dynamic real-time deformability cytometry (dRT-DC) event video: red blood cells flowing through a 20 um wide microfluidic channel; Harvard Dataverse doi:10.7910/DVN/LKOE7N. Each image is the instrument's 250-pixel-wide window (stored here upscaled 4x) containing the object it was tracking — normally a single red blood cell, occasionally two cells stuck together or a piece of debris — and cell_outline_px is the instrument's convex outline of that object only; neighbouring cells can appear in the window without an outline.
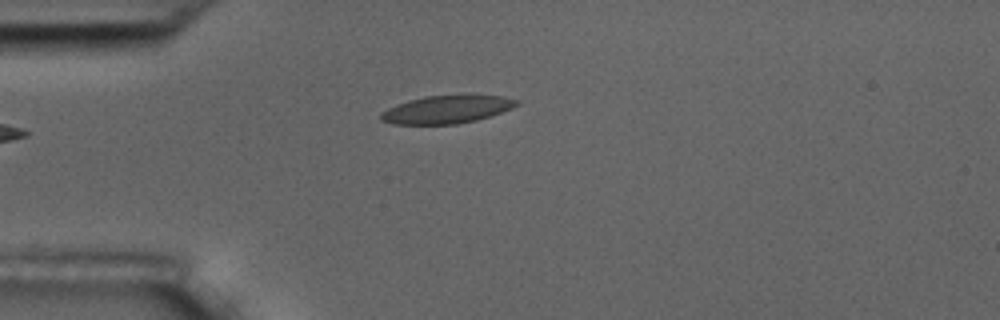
{"species": "common noctule bat (a hibernating species)", "species_latin": "Nyctalus noctula", "temperature_condition": "room temperature", "stored_images_in_passage": 2, "camera_frame_rate_fps": 3000, "um_per_image_px": 0.085, "animal": {"sex": "male", "body_mass_g": 17.5, "forearm_length_mm": 52.3}, "frame": {"image": 1, "passage_image": 1, "time_ms": 0.0, "image_size_px": [1000, 320], "cell_outline_px": [[520, 104], [512, 108], [476, 120], [456, 124], [392, 124], [380, 120], [380, 112], [396, 104], [408, 100], [424, 96], [460, 92], [504, 96], [520, 100]], "centroid_in_image_um": [38.01, 9.25], "position_along_channel_um": 47.0, "area_um2": 23.0}}